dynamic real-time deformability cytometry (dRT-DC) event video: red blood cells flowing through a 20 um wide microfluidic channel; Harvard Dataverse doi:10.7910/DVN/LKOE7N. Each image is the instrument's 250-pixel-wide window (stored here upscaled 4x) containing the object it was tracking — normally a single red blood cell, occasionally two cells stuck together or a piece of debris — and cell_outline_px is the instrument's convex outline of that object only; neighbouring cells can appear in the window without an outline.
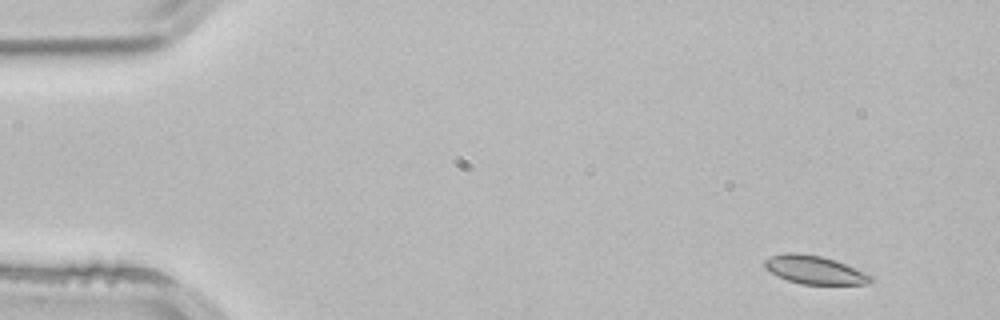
{"species": "common noctule bat (a hibernating species)", "species_latin": "Nyctalus noctula", "temperature_condition": "room temperature", "stored_images_in_passage": 3, "camera_frame_rate_fps": 3000, "um_per_image_px": 0.085, "animal": {"sex": "male", "body_mass_g": 21.5, "forearm_length_mm": 52.0}, "frame": {"image": 1, "passage_image": 1, "time_ms": 0.0, "image_size_px": [1000, 320], "cell_outline_px": [[876, 280], [868, 284], [800, 284], [776, 276], [764, 268], [764, 260], [772, 256], [784, 252], [796, 252], [820, 256], [836, 260], [876, 276]], "centroid_in_image_um": [69.28, 22.94], "position_along_channel_um": 15.7, "area_um2": 17.86}}
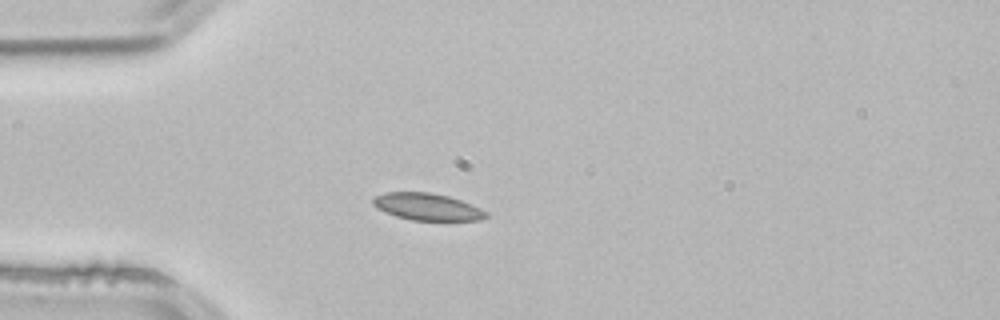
{"frame": {"image": 2, "passage_image": 3, "time_ms": 0.667, "image_size_px": [1000, 320], "cell_outline_px": [[488, 216], [480, 220], [412, 220], [396, 216], [384, 212], [376, 208], [372, 204], [372, 200], [376, 196], [384, 192], [432, 192], [448, 196], [460, 200], [480, 208], [488, 212]], "centroid_in_image_um": [36.29, 17.57], "position_along_channel_um": 48.7, "area_um2": 17.8}}